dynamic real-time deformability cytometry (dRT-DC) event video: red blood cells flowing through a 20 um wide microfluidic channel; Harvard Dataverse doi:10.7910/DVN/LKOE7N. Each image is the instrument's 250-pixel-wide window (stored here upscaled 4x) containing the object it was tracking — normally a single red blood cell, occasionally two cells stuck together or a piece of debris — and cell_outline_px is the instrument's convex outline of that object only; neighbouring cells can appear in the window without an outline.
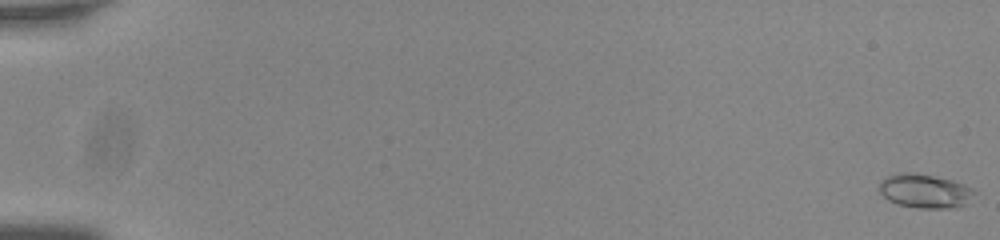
{"species": "common noctule bat (a hibernating species)", "species_latin": "Nyctalus noctula", "temperature_condition": "room temperature", "stored_images_in_passage": 57, "camera_frame_rate_fps": 3000, "um_per_image_px": 0.085, "animal": {"sex": "male", "body_mass_g": 20.0, "forearm_length_mm": 53.3}, "frame": {"image": 1, "passage_image": 1, "time_ms": 0.0, "image_size_px": [1000, 240], "cell_outline_px": [[976, 192], [964, 204], [956, 208], [920, 208], [900, 204], [888, 200], [880, 192], [880, 180], [888, 176], [900, 172], [912, 172], [952, 180], [964, 184], [972, 188]], "centroid_in_image_um": [78.61, 16.23], "position_along_channel_um": 6.4, "area_um2": 18.61}}
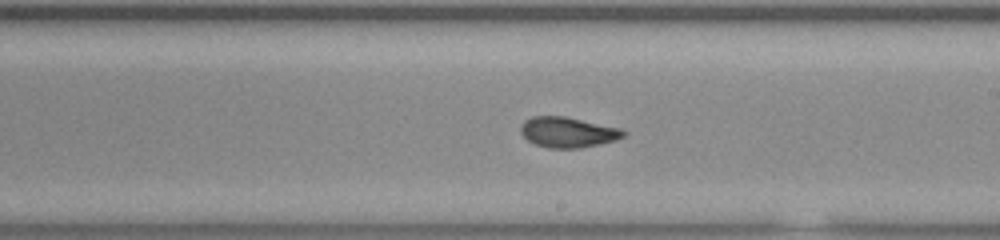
{"frame": {"image": 2, "passage_image": 35, "time_ms": 11.333, "image_size_px": [1000, 240], "cell_outline_px": [[628, 132], [624, 136], [616, 140], [580, 148], [548, 148], [536, 144], [528, 140], [520, 132], [520, 124], [524, 120], [532, 116], [564, 116], [624, 128]], "centroid_in_image_um": [48.29, 11.23], "position_along_channel_um": 240.7, "area_um2": 18.44}}
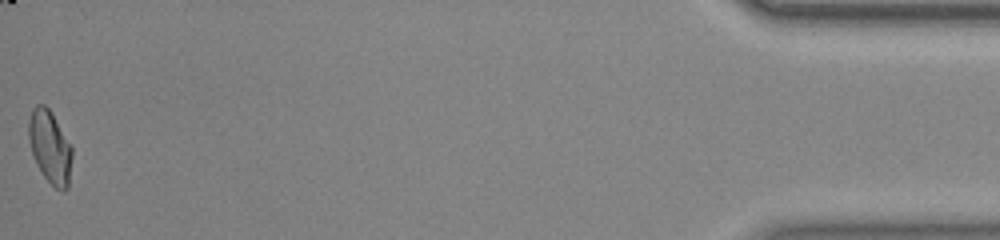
{"frame": {"image": 3, "passage_image": 57, "time_ms": 18.667, "image_size_px": [1000, 240], "cell_outline_px": [[72, 156], [68, 188], [64, 192], [56, 188], [44, 176], [36, 164], [32, 152], [28, 136], [28, 120], [32, 108], [36, 104], [44, 104], [52, 112], [72, 144]], "centroid_in_image_um": [4.26, 12.46], "position_along_channel_um": 430.9, "area_um2": 18.67}, "authors_computed_cell_mechanics": {"area_um2": 18.4382, "velocity_mm_per_s": 3.7605, "shape_relaxation_time_tau1_ms": null, "shape_relaxation_time_tau2_ms": 1.4271, "deformation_change_tau1": null, "deformation_change_tau2": 0.0538}}